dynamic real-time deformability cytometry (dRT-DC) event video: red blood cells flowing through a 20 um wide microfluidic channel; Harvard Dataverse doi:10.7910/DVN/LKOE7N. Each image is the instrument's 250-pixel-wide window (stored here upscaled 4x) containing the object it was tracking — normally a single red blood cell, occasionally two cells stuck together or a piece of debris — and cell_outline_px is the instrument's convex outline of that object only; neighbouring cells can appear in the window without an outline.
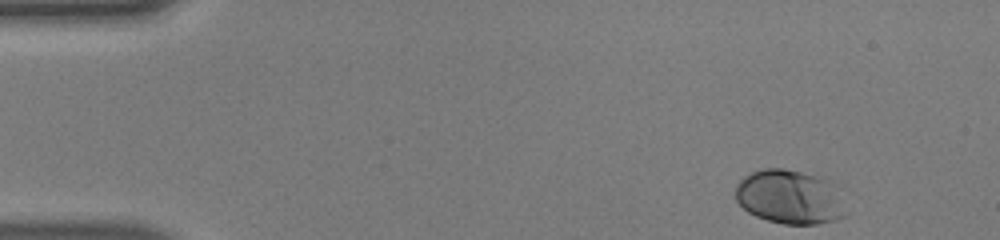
{"species": "human", "species_latin": "Homo sapiens", "temperature_condition": "warm", "stored_images_in_passage": 46, "camera_frame_rate_fps": 3000, "um_per_image_px": 0.085, "donor": {"sex": "male"}, "frame": {"image": 1, "passage_image": 1, "time_ms": 0.0, "image_size_px": [1000, 240], "cell_outline_px": [[844, 216], [836, 220], [816, 224], [784, 224], [768, 220], [756, 216], [748, 212], [736, 200], [736, 184], [744, 176], [752, 172], [764, 168], [784, 168], [800, 172], [824, 180], [832, 184]], "centroid_in_image_um": [67.0, 16.75], "position_along_channel_um": 18.0, "area_um2": 33.76}}
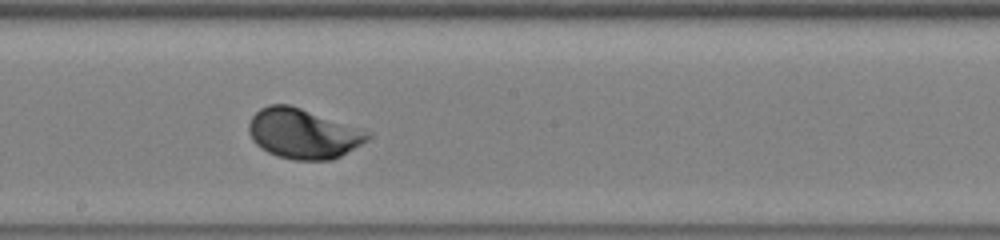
{"frame": {"image": 2, "passage_image": 24, "time_ms": 7.667, "image_size_px": [1000, 240], "cell_outline_px": [[372, 136], [368, 140], [340, 156], [332, 160], [292, 160], [276, 156], [260, 148], [252, 140], [248, 132], [248, 124], [252, 116], [260, 108], [268, 104], [288, 104], [372, 132]], "centroid_in_image_um": [25.74, 11.37], "position_along_channel_um": 222.5, "area_um2": 34.68}}
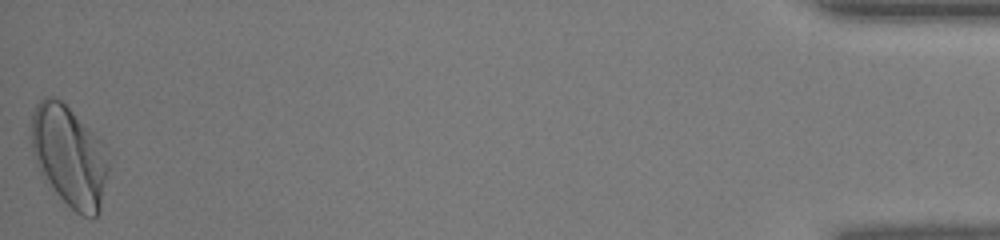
{"frame": {"image": 3, "passage_image": 46, "time_ms": 15.0, "image_size_px": [1000, 240], "cell_outline_px": [[108, 172], [100, 212], [96, 216], [84, 216], [76, 212], [56, 192], [40, 172], [32, 152], [32, 112], [36, 104], [44, 96], [52, 96], [60, 100], [100, 140], [108, 164]], "centroid_in_image_um": [5.87, 13.27], "position_along_channel_um": 429.3, "area_um2": 44.39}, "authors_computed_cell_mechanics": {"area_um2": 33.6396, "velocity_mm_per_s": 4.1162, "shape_relaxation_time_tau1_ms": 1.3155, "shape_relaxation_time_tau2_ms": null, "deformation_change_tau1": 0.1169, "deformation_change_tau2": null}}